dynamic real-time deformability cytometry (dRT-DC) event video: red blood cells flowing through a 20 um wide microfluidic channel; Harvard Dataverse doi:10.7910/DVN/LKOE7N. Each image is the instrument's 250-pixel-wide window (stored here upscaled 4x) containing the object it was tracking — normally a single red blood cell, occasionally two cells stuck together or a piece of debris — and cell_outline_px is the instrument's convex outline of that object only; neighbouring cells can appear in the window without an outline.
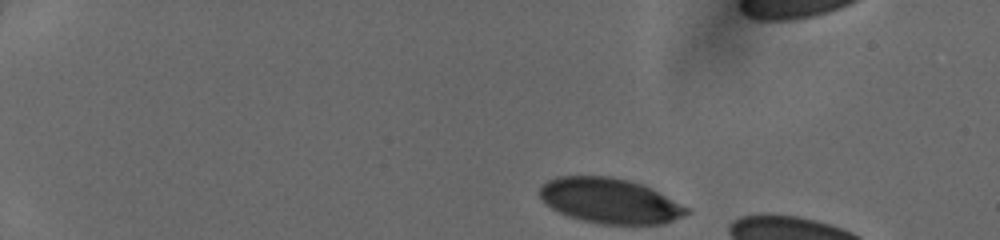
{"species": "human", "species_latin": "Homo sapiens", "temperature_condition": "cold", "stored_images_in_passage": 41, "camera_frame_rate_fps": 3000, "um_per_image_px": 0.085, "donor": {"sex": "female"}, "frame": {"image": 1, "passage_image": 1, "time_ms": 0.0, "image_size_px": [1000, 240], "cell_outline_px": [[692, 212], [684, 216], [664, 224], [600, 224], [568, 216], [552, 208], [540, 196], [540, 188], [548, 180], [560, 176], [608, 176], [628, 180], [652, 188], [688, 208]], "centroid_in_image_um": [51.87, 17.07], "position_along_channel_um": 33.1, "area_um2": 38.32}}
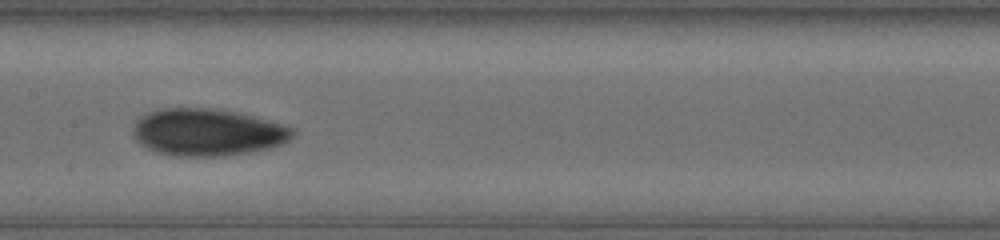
{"frame": {"image": 2, "passage_image": 19, "time_ms": 6.0, "image_size_px": [1000, 240], "cell_outline_px": [[296, 132], [284, 144], [272, 148], [252, 152], [224, 156], [172, 156], [156, 152], [140, 144], [132, 136], [132, 128], [136, 120], [140, 116], [148, 112], [160, 108], [212, 108], [236, 112], [252, 116], [280, 124], [292, 128]], "centroid_in_image_um": [17.6, 11.25], "position_along_channel_um": 189.8, "area_um2": 44.16}}
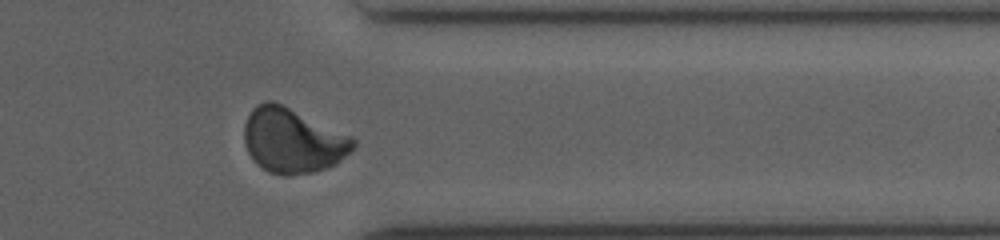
{"frame": {"image": 3, "passage_image": 33, "time_ms": 10.667, "image_size_px": [1000, 240], "cell_outline_px": [[356, 144], [336, 164], [328, 168], [312, 172], [288, 176], [284, 176], [268, 172], [256, 164], [252, 160], [248, 152], [244, 140], [244, 124], [252, 108], [256, 104], [264, 100], [272, 100], [284, 104], [352, 136], [356, 140]], "centroid_in_image_um": [24.85, 11.93], "position_along_channel_um": 386.5, "area_um2": 41.62}}